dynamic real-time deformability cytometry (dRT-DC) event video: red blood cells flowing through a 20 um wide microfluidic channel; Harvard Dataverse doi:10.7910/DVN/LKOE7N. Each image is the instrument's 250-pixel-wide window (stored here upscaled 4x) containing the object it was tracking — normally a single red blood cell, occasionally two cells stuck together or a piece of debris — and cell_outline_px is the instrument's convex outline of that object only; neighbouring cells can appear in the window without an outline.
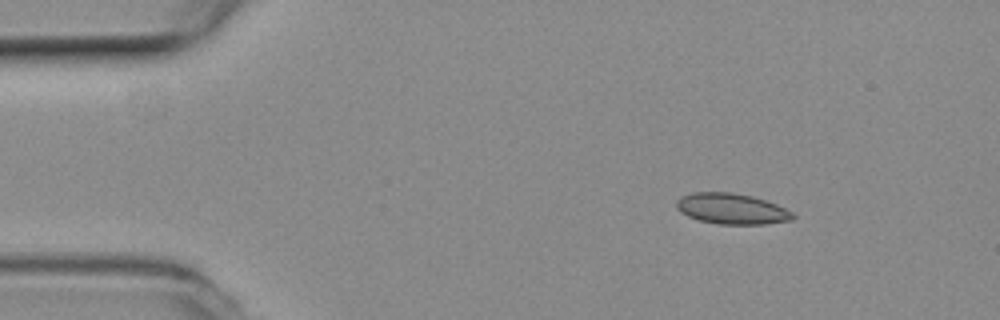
{"species": "common noctule bat (a hibernating species)", "species_latin": "Nyctalus noctula", "temperature_condition": "room temperature", "stored_images_in_passage": 51, "camera_frame_rate_fps": 3000, "um_per_image_px": 0.085, "animal": {"sex": "female", "body_mass_g": 19.3, "forearm_length_mm": 54.1}, "frame": {"image": 1, "passage_image": 6, "time_ms": 1.667, "image_size_px": [1000, 320], "cell_outline_px": [[796, 216], [792, 220], [764, 224], [716, 224], [700, 220], [688, 216], [680, 212], [676, 208], [676, 200], [680, 196], [692, 192], [732, 192], [752, 196], [776, 204], [792, 212]], "centroid_in_image_um": [62.16, 17.74], "position_along_channel_um": 22.8, "area_um2": 20.92}}
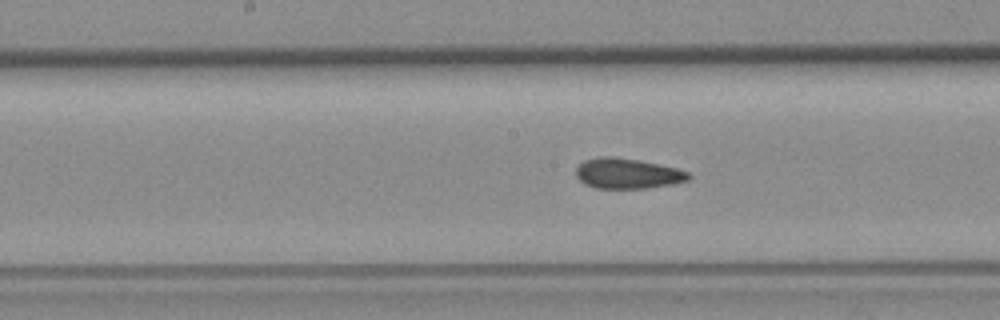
{"frame": {"image": 2, "passage_image": 25, "time_ms": 8.0, "image_size_px": [1000, 320], "cell_outline_px": [[692, 176], [688, 180], [672, 184], [648, 188], [596, 188], [584, 184], [576, 176], [576, 168], [584, 160], [600, 156], [612, 156], [640, 160], [676, 168], [688, 172]], "centroid_in_image_um": [53.32, 14.74], "position_along_channel_um": 194.9, "area_um2": 19.94}}
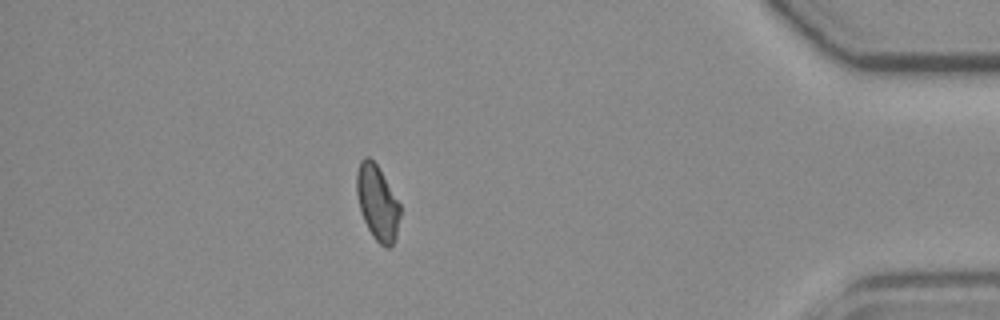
{"frame": {"image": 3, "passage_image": 45, "time_ms": 14.667, "image_size_px": [1000, 320], "cell_outline_px": [[400, 216], [396, 236], [392, 244], [388, 248], [380, 244], [372, 236], [364, 220], [360, 208], [356, 192], [356, 172], [360, 160], [364, 156], [368, 156], [376, 164], [400, 204]], "centroid_in_image_um": [32.06, 17.22], "position_along_channel_um": 403.1, "area_um2": 18.79}, "authors_computed_cell_mechanics": {"area_um2": 19.941, "velocity_mm_per_s": 3.8679, "shape_relaxation_time_tau1_ms": null, "shape_relaxation_time_tau2_ms": 1.9428, "deformation_change_tau1": null, "deformation_change_tau2": 0.0583}}